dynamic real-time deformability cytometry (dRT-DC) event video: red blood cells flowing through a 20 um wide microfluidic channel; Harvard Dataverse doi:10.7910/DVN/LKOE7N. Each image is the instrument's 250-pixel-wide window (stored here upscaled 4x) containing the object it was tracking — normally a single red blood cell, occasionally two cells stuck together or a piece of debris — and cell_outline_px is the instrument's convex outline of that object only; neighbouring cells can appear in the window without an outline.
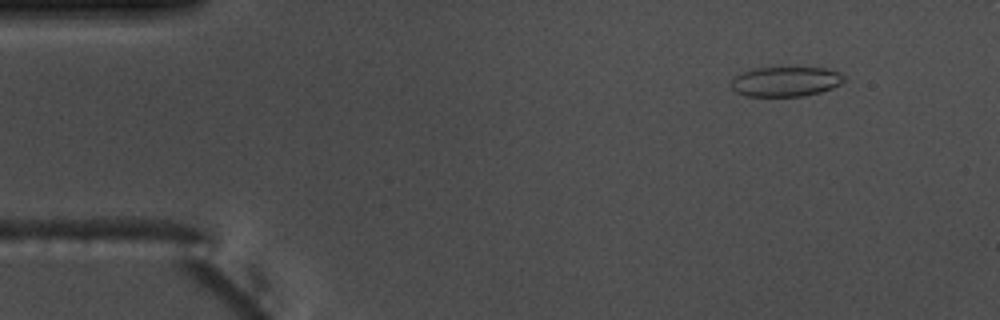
{"species": "common noctule bat (a hibernating species)", "species_latin": "Nyctalus noctula", "temperature_condition": "warm", "stored_images_in_passage": 10, "camera_frame_rate_fps": 3000, "um_per_image_px": 0.085, "animal": {"sex": "male", "body_mass_g": 17.5, "forearm_length_mm": 52.3}, "frame": {"image": 1, "passage_image": 1, "time_ms": 0.0, "image_size_px": [1000, 320], "cell_outline_px": [[848, 80], [832, 88], [820, 92], [804, 96], [744, 96], [736, 92], [732, 88], [732, 76], [740, 72], [752, 68], [828, 68], [840, 72]], "centroid_in_image_um": [66.78, 6.93], "position_along_channel_um": 18.2, "area_um2": 19.88}}